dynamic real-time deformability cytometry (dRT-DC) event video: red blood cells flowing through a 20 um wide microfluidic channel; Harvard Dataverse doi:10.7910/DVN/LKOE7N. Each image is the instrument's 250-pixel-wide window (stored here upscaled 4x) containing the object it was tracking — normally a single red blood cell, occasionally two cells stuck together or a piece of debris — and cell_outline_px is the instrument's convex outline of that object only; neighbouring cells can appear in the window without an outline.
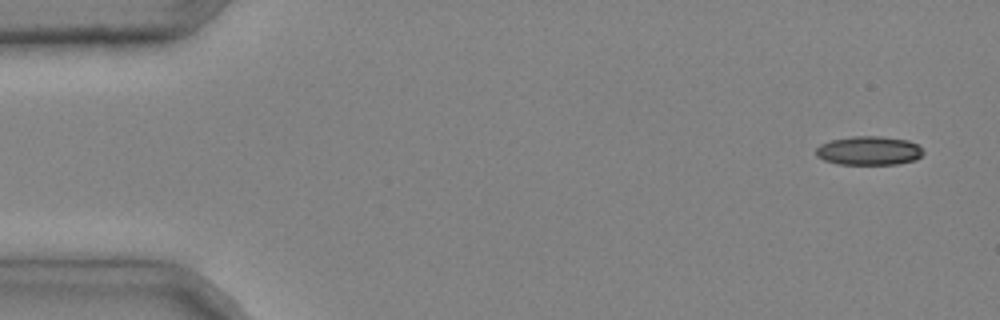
{"species": "common noctule bat (a hibernating species)", "species_latin": "Nyctalus noctula", "temperature_condition": "cold", "stored_images_in_passage": 5, "camera_frame_rate_fps": 3000, "um_per_image_px": 0.085, "animal": {"sex": "male", "body_mass_g": 20.4}, "frame": {"image": 1, "passage_image": 1, "time_ms": 0.0, "image_size_px": [1000, 320], "cell_outline_px": [[924, 152], [916, 160], [896, 164], [840, 164], [824, 160], [816, 156], [816, 148], [820, 144], [832, 140], [852, 136], [880, 136], [908, 140], [916, 144]], "centroid_in_image_um": [73.85, 12.8], "position_along_channel_um": 11.2, "area_um2": 17.98}}